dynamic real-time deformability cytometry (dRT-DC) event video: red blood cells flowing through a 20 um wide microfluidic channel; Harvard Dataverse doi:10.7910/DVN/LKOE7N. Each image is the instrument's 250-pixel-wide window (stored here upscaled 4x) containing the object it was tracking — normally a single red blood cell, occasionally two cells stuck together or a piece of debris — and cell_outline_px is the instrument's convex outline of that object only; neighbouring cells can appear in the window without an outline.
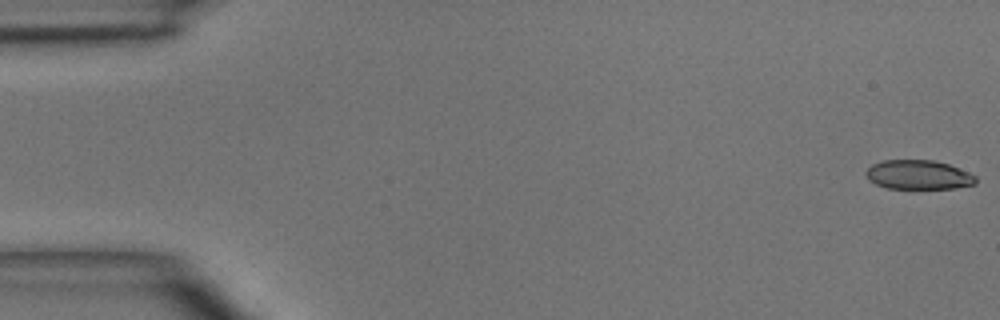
{"species": "common noctule bat (a hibernating species)", "species_latin": "Nyctalus noctula", "temperature_condition": "room temperature", "stored_images_in_passage": 5, "camera_frame_rate_fps": 3000, "um_per_image_px": 0.085, "animal": {"sex": "male", "body_mass_g": 15.6}, "frame": {"image": 1, "passage_image": 1, "time_ms": 0.0, "image_size_px": [1000, 320], "cell_outline_px": [[976, 184], [956, 188], [888, 188], [876, 184], [868, 180], [864, 172], [872, 164], [884, 160], [932, 160], [948, 164], [968, 172], [976, 176]], "centroid_in_image_um": [78.05, 14.85], "position_along_channel_um": 7.0, "area_um2": 18.67}}
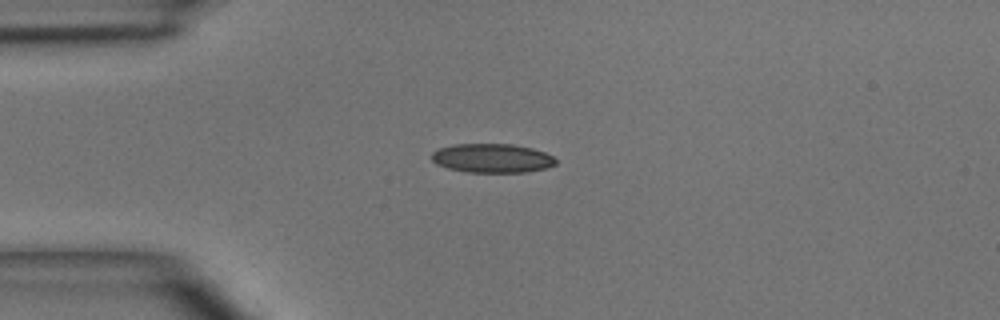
{"frame": {"image": 2, "passage_image": 4, "time_ms": 3.667, "image_size_px": [1000, 320], "cell_outline_px": [[556, 164], [548, 168], [528, 172], [468, 172], [448, 168], [436, 164], [432, 160], [432, 152], [440, 148], [456, 144], [512, 144], [532, 148], [544, 152], [552, 156], [556, 160]], "centroid_in_image_um": [41.85, 13.45], "position_along_channel_um": 43.1, "area_um2": 20.98}}